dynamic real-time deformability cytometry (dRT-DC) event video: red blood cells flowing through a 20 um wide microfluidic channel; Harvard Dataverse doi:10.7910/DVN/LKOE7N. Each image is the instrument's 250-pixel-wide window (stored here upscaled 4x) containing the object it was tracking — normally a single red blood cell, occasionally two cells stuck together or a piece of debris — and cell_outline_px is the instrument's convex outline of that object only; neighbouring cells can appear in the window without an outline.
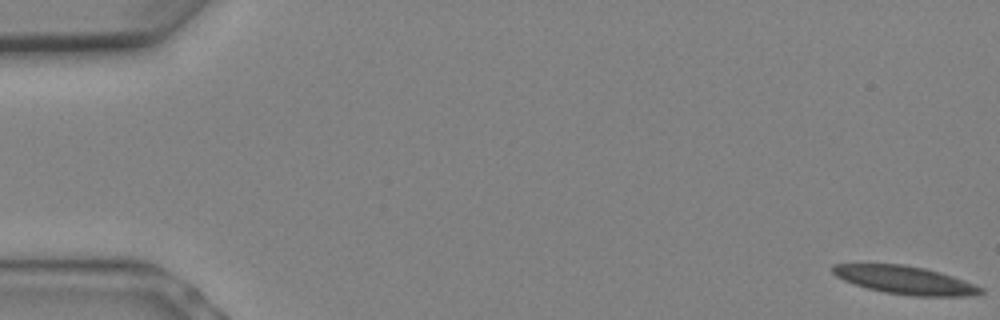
{"species": "Egyptian fruit bat (a non-hibernating species)", "species_latin": "Rousettus aegyptiacus", "temperature_condition": "warm", "stored_images_in_passage": 10, "camera_frame_rate_fps": 3000, "um_per_image_px": 0.085, "animal": {"sex": "female"}, "frame": {"image": 1, "passage_image": 1, "time_ms": 0.0, "image_size_px": [1000, 320], "cell_outline_px": [[984, 292], [972, 296], [912, 296], [884, 292], [868, 288], [844, 280], [836, 276], [832, 272], [832, 264], [904, 264], [924, 268], [940, 272], [964, 280], [984, 288]], "centroid_in_image_um": [76.96, 23.81], "position_along_channel_um": 8.0, "area_um2": 24.16}}
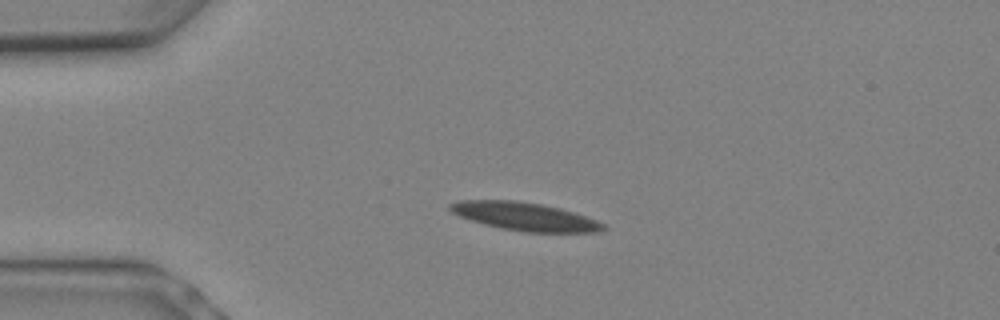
{"frame": {"image": 2, "passage_image": 6, "time_ms": 1.667, "image_size_px": [1000, 320], "cell_outline_px": [[608, 228], [596, 232], [524, 232], [500, 228], [484, 224], [460, 216], [452, 212], [448, 208], [448, 204], [460, 200], [516, 200], [540, 204], [560, 208], [596, 220], [604, 224]], "centroid_in_image_um": [44.58, 18.4], "position_along_channel_um": 40.4, "area_um2": 24.97}}
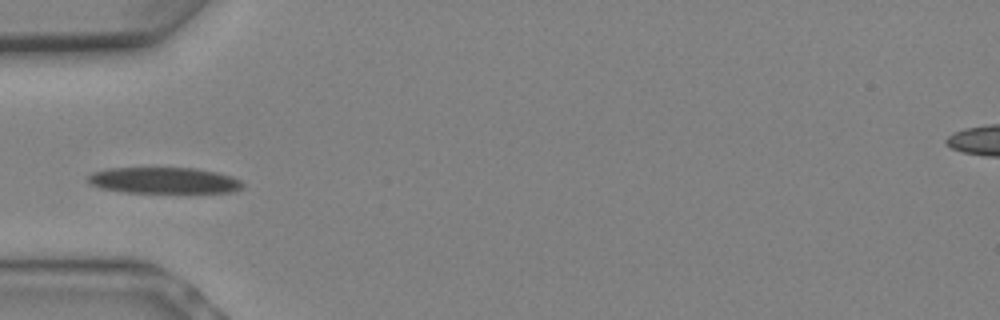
{"frame": {"image": 3, "passage_image": 8, "time_ms": 2.333, "image_size_px": [1000, 320], "cell_outline_px": [[244, 188], [232, 192], [188, 196], [120, 192], [100, 188], [92, 184], [88, 180], [88, 176], [92, 172], [108, 168], [196, 168], [216, 172], [232, 176], [240, 180], [244, 184]], "centroid_in_image_um": [14.03, 15.4], "position_along_channel_um": 71.0, "area_um2": 25.2}}